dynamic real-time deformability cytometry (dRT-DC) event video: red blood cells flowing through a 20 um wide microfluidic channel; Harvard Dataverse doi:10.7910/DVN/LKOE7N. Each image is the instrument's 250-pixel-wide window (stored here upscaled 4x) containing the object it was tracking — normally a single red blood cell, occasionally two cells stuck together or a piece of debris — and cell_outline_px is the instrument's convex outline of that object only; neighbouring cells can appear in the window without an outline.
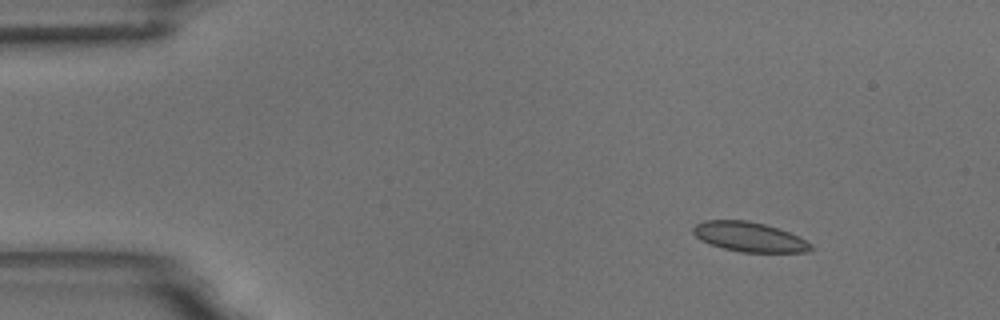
{"species": "common noctule bat (a hibernating species)", "species_latin": "Nyctalus noctula", "temperature_condition": "room temperature", "stored_images_in_passage": 3, "camera_frame_rate_fps": 3000, "um_per_image_px": 0.085, "animal": {"sex": "male", "body_mass_g": 18.8}, "frame": {"image": 1, "passage_image": 1, "time_ms": 0.0, "image_size_px": [1000, 320], "cell_outline_px": [[812, 248], [808, 252], [740, 252], [724, 248], [700, 240], [692, 232], [692, 228], [696, 224], [704, 220], [748, 220], [780, 228], [812, 244]], "centroid_in_image_um": [63.67, 20.13], "position_along_channel_um": 21.3, "area_um2": 20.23}}